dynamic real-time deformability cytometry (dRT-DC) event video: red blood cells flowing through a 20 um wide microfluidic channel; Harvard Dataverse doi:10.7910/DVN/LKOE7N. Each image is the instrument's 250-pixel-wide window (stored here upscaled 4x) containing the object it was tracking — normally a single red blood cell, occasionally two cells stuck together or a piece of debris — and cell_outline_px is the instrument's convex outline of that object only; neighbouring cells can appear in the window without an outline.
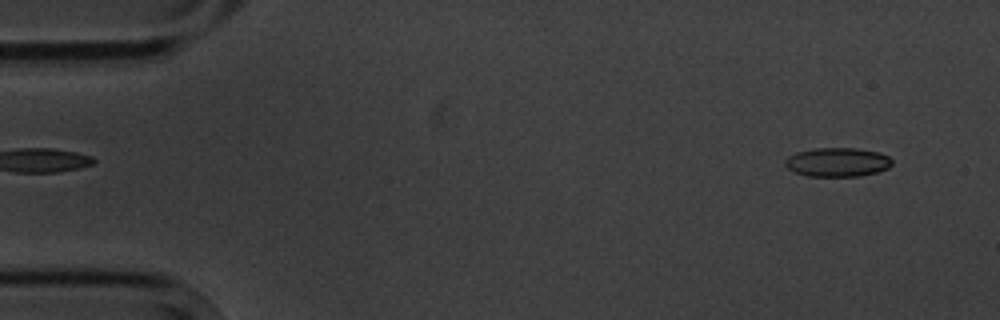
{"species": "common noctule bat (a hibernating species)", "species_latin": "Nyctalus noctula", "temperature_condition": "cold", "stored_images_in_passage": 5, "camera_frame_rate_fps": 3000, "um_per_image_px": 0.085, "animal": {"sex": "male", "body_mass_g": 20.1, "forearm_length_mm": 53.5}, "frame": {"image": 1, "passage_image": 2, "time_ms": 1.0, "image_size_px": [1000, 320], "cell_outline_px": [[892, 164], [888, 168], [876, 172], [860, 176], [808, 176], [796, 172], [788, 168], [784, 164], [784, 160], [788, 156], [796, 152], [812, 148], [856, 148], [880, 152], [888, 156], [892, 160]], "centroid_in_image_um": [71.18, 13.77], "position_along_channel_um": 13.8, "area_um2": 18.15}}
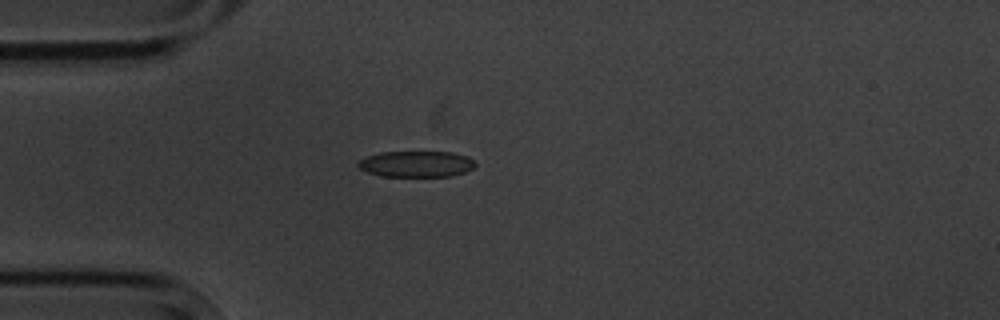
{"frame": {"image": 2, "passage_image": 5, "time_ms": 4.667, "image_size_px": [1000, 320], "cell_outline_px": [[476, 164], [472, 168], [464, 172], [452, 176], [380, 176], [368, 172], [360, 168], [356, 164], [360, 160], [368, 156], [380, 152], [452, 152], [468, 156]], "centroid_in_image_um": [35.39, 13.94], "position_along_channel_um": 49.6, "area_um2": 17.69}}